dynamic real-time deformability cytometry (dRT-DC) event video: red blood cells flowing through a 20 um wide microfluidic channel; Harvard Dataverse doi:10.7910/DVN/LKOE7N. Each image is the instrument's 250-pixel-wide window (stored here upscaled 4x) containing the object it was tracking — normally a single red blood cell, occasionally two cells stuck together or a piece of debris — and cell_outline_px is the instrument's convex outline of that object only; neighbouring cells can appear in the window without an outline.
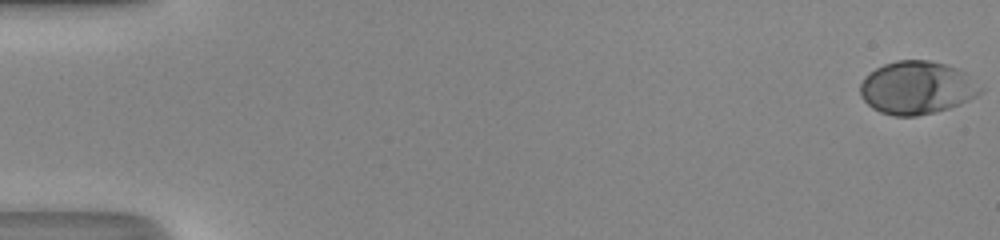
{"species": "human", "species_latin": "Homo sapiens", "temperature_condition": "room temperature", "stored_images_in_passage": 50, "camera_frame_rate_fps": 3000, "um_per_image_px": 0.085, "donor": {"sex": "male"}, "frame": {"image": 1, "passage_image": 1, "time_ms": 0.0, "image_size_px": [1000, 240], "cell_outline_px": [[984, 88], [976, 96], [960, 104], [936, 112], [916, 116], [896, 116], [880, 112], [872, 108], [860, 96], [860, 84], [864, 76], [868, 72], [884, 64], [896, 60], [928, 60], [960, 68]], "centroid_in_image_um": [77.92, 7.45], "position_along_channel_um": 7.1, "area_um2": 37.34}}
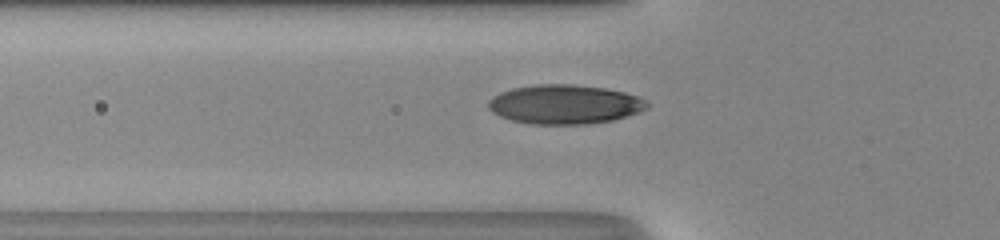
{"frame": {"image": 2, "passage_image": 19, "time_ms": 6.0, "image_size_px": [1000, 240], "cell_outline_px": [[652, 104], [648, 108], [640, 112], [612, 120], [588, 124], [532, 124], [512, 120], [500, 116], [492, 112], [488, 108], [488, 100], [492, 96], [500, 92], [512, 88], [536, 84], [572, 84], [604, 88], [624, 92], [636, 96]], "centroid_in_image_um": [47.99, 8.87], "position_along_channel_um": 77.8, "area_um2": 36.41}}
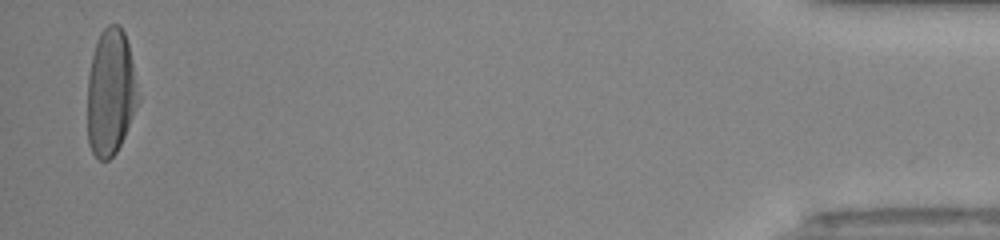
{"frame": {"image": 3, "passage_image": 49, "time_ms": 16.0, "image_size_px": [1000, 240], "cell_outline_px": [[140, 100], [124, 136], [116, 152], [108, 160], [100, 160], [92, 152], [88, 144], [88, 76], [92, 56], [100, 32], [108, 24], [120, 24], [124, 32], [128, 44]], "centroid_in_image_um": [9.4, 7.85], "position_along_channel_um": 425.8, "area_um2": 37.22}, "authors_computed_cell_mechanics": {"area_um2": 36.3851, "velocity_mm_per_s": 4.3373, "shape_relaxation_time_tau1_ms": 3.1521, "shape_relaxation_time_tau2_ms": null, "deformation_change_tau1": 0.2027, "deformation_change_tau2": null}}